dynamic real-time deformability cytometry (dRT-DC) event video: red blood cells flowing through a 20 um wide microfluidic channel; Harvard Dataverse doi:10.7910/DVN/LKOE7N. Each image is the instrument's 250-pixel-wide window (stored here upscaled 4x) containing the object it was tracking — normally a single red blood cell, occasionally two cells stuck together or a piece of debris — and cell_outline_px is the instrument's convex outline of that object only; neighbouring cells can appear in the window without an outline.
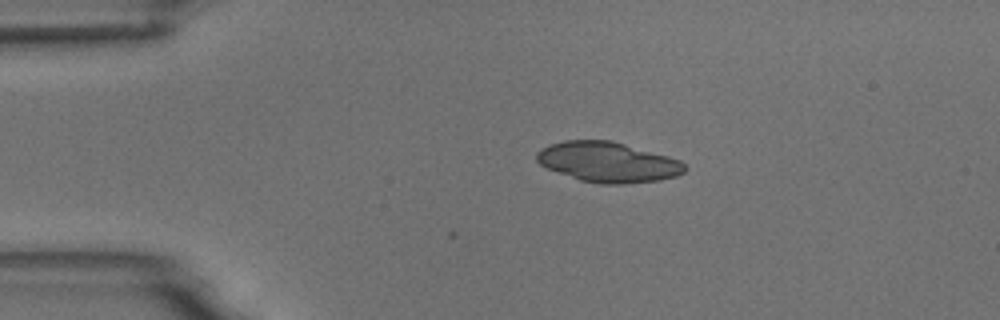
{"species": "common noctule bat (a hibernating species)", "species_latin": "Nyctalus noctula", "temperature_condition": "room temperature", "stored_images_in_passage": 5, "camera_frame_rate_fps": 3000, "um_per_image_px": 0.085, "animal": {"sex": "male", "body_mass_g": 18.8}, "frame": {"image": 1, "passage_image": 2, "time_ms": 1.333, "image_size_px": [1000, 320], "cell_outline_px": [[688, 168], [684, 172], [676, 176], [660, 180], [624, 184], [600, 184], [580, 180], [548, 168], [540, 164], [536, 160], [536, 152], [540, 148], [548, 144], [564, 140], [612, 140], [668, 156], [680, 160]], "centroid_in_image_um": [51.67, 13.77], "position_along_channel_um": 33.3, "area_um2": 34.8}}